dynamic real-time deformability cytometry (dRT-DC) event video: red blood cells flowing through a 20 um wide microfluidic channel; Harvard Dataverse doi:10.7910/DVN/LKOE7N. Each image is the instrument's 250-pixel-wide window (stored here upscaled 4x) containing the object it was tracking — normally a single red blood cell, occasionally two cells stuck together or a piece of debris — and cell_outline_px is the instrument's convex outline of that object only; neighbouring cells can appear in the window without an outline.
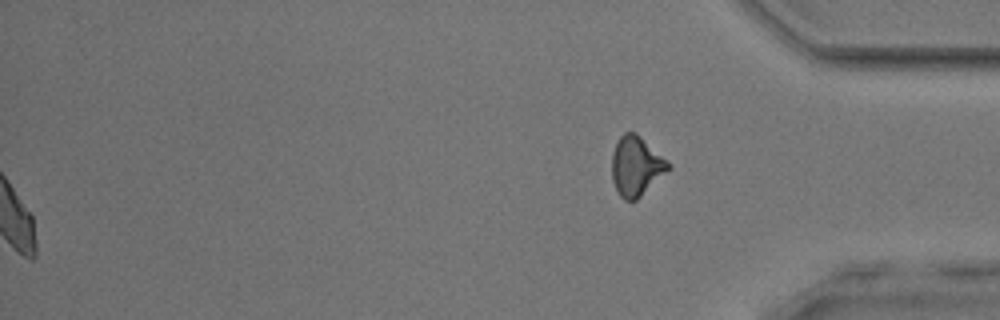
{"species": "common noctule bat (a hibernating species)", "species_latin": "Nyctalus noctula", "temperature_condition": "room temperature", "stored_images_in_passage": 43, "segment_of_instrument_passage": [2, 2], "camera_frame_rate_fps": 3000, "um_per_image_px": 0.085, "animal": {"sex": "male", "body_mass_g": 17.9, "forearm_length_mm": 54.2}, "frame": {"image": 1, "passage_image": 43, "time_ms": 14.0, "image_size_px": [1000, 320], "cell_outline_px": [[672, 168], [636, 200], [624, 200], [620, 196], [612, 180], [612, 152], [620, 136], [624, 132], [636, 132], [672, 164]], "centroid_in_image_um": [54.09, 14.11], "position_along_channel_um": 381.1, "area_um2": 19.65}}